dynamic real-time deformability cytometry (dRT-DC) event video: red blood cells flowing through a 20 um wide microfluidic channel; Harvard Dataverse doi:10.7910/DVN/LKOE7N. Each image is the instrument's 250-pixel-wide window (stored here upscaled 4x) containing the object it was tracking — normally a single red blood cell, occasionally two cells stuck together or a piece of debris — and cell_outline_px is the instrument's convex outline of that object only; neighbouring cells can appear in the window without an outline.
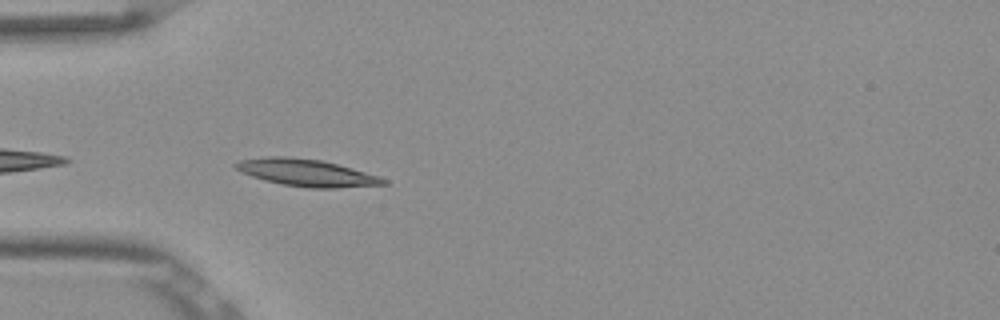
{"species": "Egyptian fruit bat (a non-hibernating species)", "species_latin": "Rousettus aegyptiacus", "temperature_condition": "room temperature", "stored_images_in_passage": 37, "camera_frame_rate_fps": 3000, "um_per_image_px": 0.085, "frame": {"image": 1, "passage_image": 2, "time_ms": 0.333, "image_size_px": [1000, 320], "cell_outline_px": [[388, 184], [336, 188], [308, 188], [284, 184], [264, 180], [240, 172], [232, 164], [240, 160], [268, 156], [284, 156], [320, 160], [352, 168], [380, 176], [388, 180]], "centroid_in_image_um": [26.06, 14.68], "position_along_channel_um": 58.9, "area_um2": 23.24}}
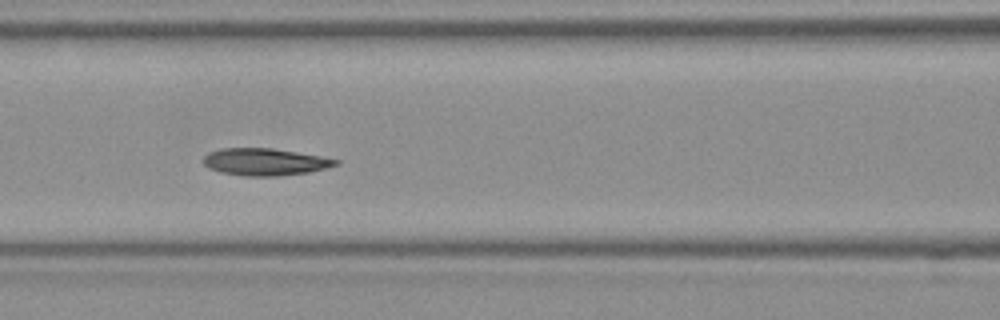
{"frame": {"image": 2, "passage_image": 9, "time_ms": 2.667, "image_size_px": [1000, 320], "cell_outline_px": [[340, 164], [308, 172], [280, 176], [244, 176], [220, 172], [208, 168], [204, 164], [204, 156], [208, 152], [220, 148], [272, 148], [320, 156], [340, 160]], "centroid_in_image_um": [22.49, 13.76], "position_along_channel_um": 144.1, "area_um2": 20.92}}
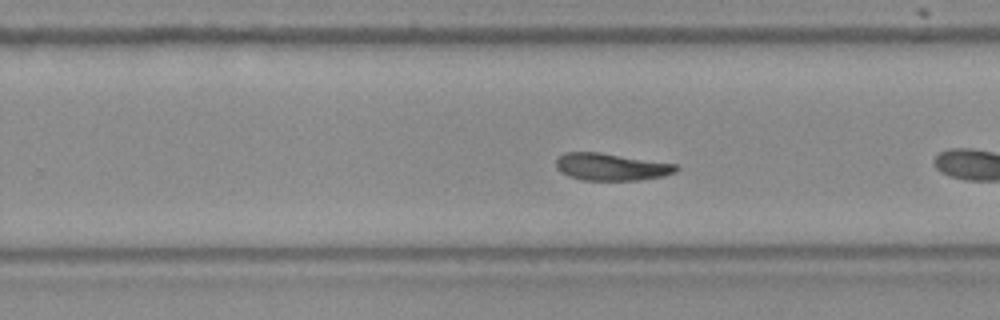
{"frame": {"image": 3, "passage_image": 17, "time_ms": 5.333, "image_size_px": [1000, 320], "cell_outline_px": [[680, 168], [676, 172], [664, 176], [636, 180], [584, 180], [568, 176], [560, 172], [556, 168], [556, 160], [564, 152], [600, 152], [676, 164]], "centroid_in_image_um": [51.95, 14.18], "position_along_channel_um": 277.9, "area_um2": 19.07}, "authors_computed_cell_mechanics": {"area_um2": 19.7098, "velocity_mm_per_s": 3.8469, "shape_relaxation_time_tau1_ms": 2.4777, "shape_relaxation_time_tau2_ms": 6.2606, "deformation_change_tau1": 0.0959, "deformation_change_tau2": 0.1431}}